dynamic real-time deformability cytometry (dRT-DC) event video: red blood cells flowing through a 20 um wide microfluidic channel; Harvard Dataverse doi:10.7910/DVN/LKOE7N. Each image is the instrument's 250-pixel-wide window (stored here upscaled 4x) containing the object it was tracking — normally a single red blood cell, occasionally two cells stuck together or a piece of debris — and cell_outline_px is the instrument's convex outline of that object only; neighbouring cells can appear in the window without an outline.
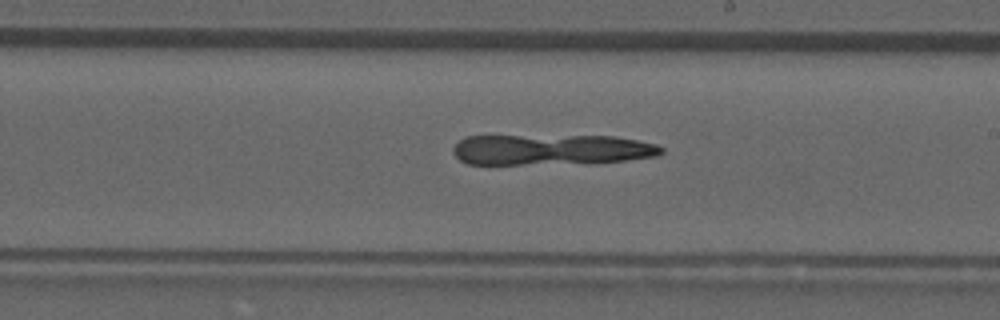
{"species": "common noctule bat (a hibernating species)", "species_latin": "Nyctalus noctula", "temperature_condition": "room temperature", "stored_images_in_passage": 36, "camera_frame_rate_fps": 3000, "um_per_image_px": 0.085, "animal": {"sex": "male", "forearm_length_mm": 52.5}, "frame": {"image": 1, "passage_image": 21, "time_ms": 6.667, "image_size_px": [1000, 320], "cell_outline_px": [[664, 152], [656, 156], [624, 160], [520, 164], [468, 164], [460, 160], [452, 152], [452, 148], [464, 136], [616, 136], [656, 144], [664, 148]], "centroid_in_image_um": [46.81, 12.7], "position_along_channel_um": 242.2, "area_um2": 36.59}}